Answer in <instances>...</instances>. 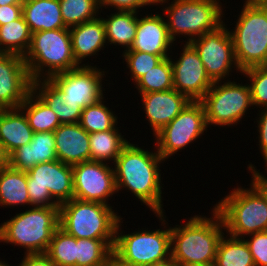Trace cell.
<instances>
[{
    "mask_svg": "<svg viewBox=\"0 0 267 266\" xmlns=\"http://www.w3.org/2000/svg\"><path fill=\"white\" fill-rule=\"evenodd\" d=\"M18 266H55V264L45 253H35L24 254L23 260Z\"/></svg>",
    "mask_w": 267,
    "mask_h": 266,
    "instance_id": "cell-43",
    "label": "cell"
},
{
    "mask_svg": "<svg viewBox=\"0 0 267 266\" xmlns=\"http://www.w3.org/2000/svg\"><path fill=\"white\" fill-rule=\"evenodd\" d=\"M249 171L252 173V181L266 194L267 196V177L261 174L259 171L255 169L253 164H249L247 167Z\"/></svg>",
    "mask_w": 267,
    "mask_h": 266,
    "instance_id": "cell-44",
    "label": "cell"
},
{
    "mask_svg": "<svg viewBox=\"0 0 267 266\" xmlns=\"http://www.w3.org/2000/svg\"><path fill=\"white\" fill-rule=\"evenodd\" d=\"M225 26L223 22L216 29L189 42L198 52L206 72L213 82L221 81L229 76L234 67L241 73L235 59L229 28L227 29Z\"/></svg>",
    "mask_w": 267,
    "mask_h": 266,
    "instance_id": "cell-14",
    "label": "cell"
},
{
    "mask_svg": "<svg viewBox=\"0 0 267 266\" xmlns=\"http://www.w3.org/2000/svg\"><path fill=\"white\" fill-rule=\"evenodd\" d=\"M115 239H77L76 266H106Z\"/></svg>",
    "mask_w": 267,
    "mask_h": 266,
    "instance_id": "cell-31",
    "label": "cell"
},
{
    "mask_svg": "<svg viewBox=\"0 0 267 266\" xmlns=\"http://www.w3.org/2000/svg\"><path fill=\"white\" fill-rule=\"evenodd\" d=\"M73 198L106 205L117 192L114 168L107 163L86 161L72 165Z\"/></svg>",
    "mask_w": 267,
    "mask_h": 266,
    "instance_id": "cell-15",
    "label": "cell"
},
{
    "mask_svg": "<svg viewBox=\"0 0 267 266\" xmlns=\"http://www.w3.org/2000/svg\"><path fill=\"white\" fill-rule=\"evenodd\" d=\"M174 41L171 39L166 20L160 14L138 18L136 37L130 49L154 55H169ZM169 49V50H168Z\"/></svg>",
    "mask_w": 267,
    "mask_h": 266,
    "instance_id": "cell-19",
    "label": "cell"
},
{
    "mask_svg": "<svg viewBox=\"0 0 267 266\" xmlns=\"http://www.w3.org/2000/svg\"><path fill=\"white\" fill-rule=\"evenodd\" d=\"M150 266H180V265L172 257H170L165 261L158 262Z\"/></svg>",
    "mask_w": 267,
    "mask_h": 266,
    "instance_id": "cell-48",
    "label": "cell"
},
{
    "mask_svg": "<svg viewBox=\"0 0 267 266\" xmlns=\"http://www.w3.org/2000/svg\"><path fill=\"white\" fill-rule=\"evenodd\" d=\"M58 160L54 132H37L29 144H25L9 155V166L27 172L39 163Z\"/></svg>",
    "mask_w": 267,
    "mask_h": 266,
    "instance_id": "cell-21",
    "label": "cell"
},
{
    "mask_svg": "<svg viewBox=\"0 0 267 266\" xmlns=\"http://www.w3.org/2000/svg\"><path fill=\"white\" fill-rule=\"evenodd\" d=\"M22 16V4L0 6V25L15 21Z\"/></svg>",
    "mask_w": 267,
    "mask_h": 266,
    "instance_id": "cell-42",
    "label": "cell"
},
{
    "mask_svg": "<svg viewBox=\"0 0 267 266\" xmlns=\"http://www.w3.org/2000/svg\"><path fill=\"white\" fill-rule=\"evenodd\" d=\"M19 108L25 111L29 126L34 133L54 132L61 125L53 110L32 90Z\"/></svg>",
    "mask_w": 267,
    "mask_h": 266,
    "instance_id": "cell-29",
    "label": "cell"
},
{
    "mask_svg": "<svg viewBox=\"0 0 267 266\" xmlns=\"http://www.w3.org/2000/svg\"><path fill=\"white\" fill-rule=\"evenodd\" d=\"M119 219L102 203L73 198L59 206V227L77 239H115Z\"/></svg>",
    "mask_w": 267,
    "mask_h": 266,
    "instance_id": "cell-6",
    "label": "cell"
},
{
    "mask_svg": "<svg viewBox=\"0 0 267 266\" xmlns=\"http://www.w3.org/2000/svg\"><path fill=\"white\" fill-rule=\"evenodd\" d=\"M214 82L200 100L204 107L207 125L230 126L237 124L248 107L253 106L248 84ZM218 85V86H217Z\"/></svg>",
    "mask_w": 267,
    "mask_h": 266,
    "instance_id": "cell-11",
    "label": "cell"
},
{
    "mask_svg": "<svg viewBox=\"0 0 267 266\" xmlns=\"http://www.w3.org/2000/svg\"><path fill=\"white\" fill-rule=\"evenodd\" d=\"M103 75L104 71L96 66L83 64L47 80L62 94L65 105L85 108L104 98Z\"/></svg>",
    "mask_w": 267,
    "mask_h": 266,
    "instance_id": "cell-13",
    "label": "cell"
},
{
    "mask_svg": "<svg viewBox=\"0 0 267 266\" xmlns=\"http://www.w3.org/2000/svg\"><path fill=\"white\" fill-rule=\"evenodd\" d=\"M249 188H234L214 206L224 223L226 233L235 238L267 231V196L251 181Z\"/></svg>",
    "mask_w": 267,
    "mask_h": 266,
    "instance_id": "cell-3",
    "label": "cell"
},
{
    "mask_svg": "<svg viewBox=\"0 0 267 266\" xmlns=\"http://www.w3.org/2000/svg\"><path fill=\"white\" fill-rule=\"evenodd\" d=\"M193 266H214V264H208V265H193Z\"/></svg>",
    "mask_w": 267,
    "mask_h": 266,
    "instance_id": "cell-52",
    "label": "cell"
},
{
    "mask_svg": "<svg viewBox=\"0 0 267 266\" xmlns=\"http://www.w3.org/2000/svg\"><path fill=\"white\" fill-rule=\"evenodd\" d=\"M231 31L240 71L262 66L267 58V7L244 5Z\"/></svg>",
    "mask_w": 267,
    "mask_h": 266,
    "instance_id": "cell-7",
    "label": "cell"
},
{
    "mask_svg": "<svg viewBox=\"0 0 267 266\" xmlns=\"http://www.w3.org/2000/svg\"><path fill=\"white\" fill-rule=\"evenodd\" d=\"M99 7H115L116 11H138L144 6L157 5V0H98Z\"/></svg>",
    "mask_w": 267,
    "mask_h": 266,
    "instance_id": "cell-40",
    "label": "cell"
},
{
    "mask_svg": "<svg viewBox=\"0 0 267 266\" xmlns=\"http://www.w3.org/2000/svg\"><path fill=\"white\" fill-rule=\"evenodd\" d=\"M23 58L32 81L46 80L81 66L73 56L69 28L34 32Z\"/></svg>",
    "mask_w": 267,
    "mask_h": 266,
    "instance_id": "cell-4",
    "label": "cell"
},
{
    "mask_svg": "<svg viewBox=\"0 0 267 266\" xmlns=\"http://www.w3.org/2000/svg\"><path fill=\"white\" fill-rule=\"evenodd\" d=\"M247 6H262L267 7V0H246L244 1Z\"/></svg>",
    "mask_w": 267,
    "mask_h": 266,
    "instance_id": "cell-47",
    "label": "cell"
},
{
    "mask_svg": "<svg viewBox=\"0 0 267 266\" xmlns=\"http://www.w3.org/2000/svg\"><path fill=\"white\" fill-rule=\"evenodd\" d=\"M241 73L249 77L251 84L252 105L259 106L260 109L267 107V68L256 66L242 71Z\"/></svg>",
    "mask_w": 267,
    "mask_h": 266,
    "instance_id": "cell-38",
    "label": "cell"
},
{
    "mask_svg": "<svg viewBox=\"0 0 267 266\" xmlns=\"http://www.w3.org/2000/svg\"><path fill=\"white\" fill-rule=\"evenodd\" d=\"M32 91L53 110L61 124L79 123L83 108L65 105L62 94L47 79L33 80Z\"/></svg>",
    "mask_w": 267,
    "mask_h": 266,
    "instance_id": "cell-26",
    "label": "cell"
},
{
    "mask_svg": "<svg viewBox=\"0 0 267 266\" xmlns=\"http://www.w3.org/2000/svg\"><path fill=\"white\" fill-rule=\"evenodd\" d=\"M0 205L30 206L26 172L15 170L10 166L0 170Z\"/></svg>",
    "mask_w": 267,
    "mask_h": 266,
    "instance_id": "cell-27",
    "label": "cell"
},
{
    "mask_svg": "<svg viewBox=\"0 0 267 266\" xmlns=\"http://www.w3.org/2000/svg\"><path fill=\"white\" fill-rule=\"evenodd\" d=\"M177 61H172L173 87L190 101H200L214 83L208 76L198 52L185 43Z\"/></svg>",
    "mask_w": 267,
    "mask_h": 266,
    "instance_id": "cell-16",
    "label": "cell"
},
{
    "mask_svg": "<svg viewBox=\"0 0 267 266\" xmlns=\"http://www.w3.org/2000/svg\"><path fill=\"white\" fill-rule=\"evenodd\" d=\"M22 15L32 34L68 28L62 18L59 0H24Z\"/></svg>",
    "mask_w": 267,
    "mask_h": 266,
    "instance_id": "cell-24",
    "label": "cell"
},
{
    "mask_svg": "<svg viewBox=\"0 0 267 266\" xmlns=\"http://www.w3.org/2000/svg\"><path fill=\"white\" fill-rule=\"evenodd\" d=\"M258 122V132H259V148L263 154V159L265 164H267V107L261 110L259 113Z\"/></svg>",
    "mask_w": 267,
    "mask_h": 266,
    "instance_id": "cell-41",
    "label": "cell"
},
{
    "mask_svg": "<svg viewBox=\"0 0 267 266\" xmlns=\"http://www.w3.org/2000/svg\"><path fill=\"white\" fill-rule=\"evenodd\" d=\"M117 126L111 130L89 134L90 161H116L123 148L129 143L123 138Z\"/></svg>",
    "mask_w": 267,
    "mask_h": 266,
    "instance_id": "cell-28",
    "label": "cell"
},
{
    "mask_svg": "<svg viewBox=\"0 0 267 266\" xmlns=\"http://www.w3.org/2000/svg\"><path fill=\"white\" fill-rule=\"evenodd\" d=\"M104 98L82 110L79 124L89 134L113 129L117 125V118L110 109L104 105Z\"/></svg>",
    "mask_w": 267,
    "mask_h": 266,
    "instance_id": "cell-35",
    "label": "cell"
},
{
    "mask_svg": "<svg viewBox=\"0 0 267 266\" xmlns=\"http://www.w3.org/2000/svg\"><path fill=\"white\" fill-rule=\"evenodd\" d=\"M165 161L157 152H149L128 143L114 163L117 193L122 188L130 190L142 203L166 224L163 204L159 164ZM159 166V167H158Z\"/></svg>",
    "mask_w": 267,
    "mask_h": 266,
    "instance_id": "cell-1",
    "label": "cell"
},
{
    "mask_svg": "<svg viewBox=\"0 0 267 266\" xmlns=\"http://www.w3.org/2000/svg\"><path fill=\"white\" fill-rule=\"evenodd\" d=\"M123 57L131 73V79L136 83L145 73L159 64L169 55H154L139 51H123Z\"/></svg>",
    "mask_w": 267,
    "mask_h": 266,
    "instance_id": "cell-37",
    "label": "cell"
},
{
    "mask_svg": "<svg viewBox=\"0 0 267 266\" xmlns=\"http://www.w3.org/2000/svg\"><path fill=\"white\" fill-rule=\"evenodd\" d=\"M174 2V3H173ZM163 11L173 41L176 35H187V43L220 26L223 9L220 0H173ZM220 2V3H219ZM169 18V19H168Z\"/></svg>",
    "mask_w": 267,
    "mask_h": 266,
    "instance_id": "cell-8",
    "label": "cell"
},
{
    "mask_svg": "<svg viewBox=\"0 0 267 266\" xmlns=\"http://www.w3.org/2000/svg\"><path fill=\"white\" fill-rule=\"evenodd\" d=\"M24 0H0V6L11 4H23Z\"/></svg>",
    "mask_w": 267,
    "mask_h": 266,
    "instance_id": "cell-49",
    "label": "cell"
},
{
    "mask_svg": "<svg viewBox=\"0 0 267 266\" xmlns=\"http://www.w3.org/2000/svg\"><path fill=\"white\" fill-rule=\"evenodd\" d=\"M59 4L68 28L96 19L100 9L98 0H59Z\"/></svg>",
    "mask_w": 267,
    "mask_h": 266,
    "instance_id": "cell-36",
    "label": "cell"
},
{
    "mask_svg": "<svg viewBox=\"0 0 267 266\" xmlns=\"http://www.w3.org/2000/svg\"><path fill=\"white\" fill-rule=\"evenodd\" d=\"M45 254L55 266H76V237L58 227Z\"/></svg>",
    "mask_w": 267,
    "mask_h": 266,
    "instance_id": "cell-34",
    "label": "cell"
},
{
    "mask_svg": "<svg viewBox=\"0 0 267 266\" xmlns=\"http://www.w3.org/2000/svg\"><path fill=\"white\" fill-rule=\"evenodd\" d=\"M205 111L200 101H190L185 108L154 137L157 152L165 160L185 149L207 130Z\"/></svg>",
    "mask_w": 267,
    "mask_h": 266,
    "instance_id": "cell-12",
    "label": "cell"
},
{
    "mask_svg": "<svg viewBox=\"0 0 267 266\" xmlns=\"http://www.w3.org/2000/svg\"><path fill=\"white\" fill-rule=\"evenodd\" d=\"M121 220L120 217L113 247V254L121 261L133 266H150L171 257V227L125 235L122 231L119 232L123 223Z\"/></svg>",
    "mask_w": 267,
    "mask_h": 266,
    "instance_id": "cell-10",
    "label": "cell"
},
{
    "mask_svg": "<svg viewBox=\"0 0 267 266\" xmlns=\"http://www.w3.org/2000/svg\"><path fill=\"white\" fill-rule=\"evenodd\" d=\"M33 134L34 131L20 108L0 110V142L8 155L29 144Z\"/></svg>",
    "mask_w": 267,
    "mask_h": 266,
    "instance_id": "cell-23",
    "label": "cell"
},
{
    "mask_svg": "<svg viewBox=\"0 0 267 266\" xmlns=\"http://www.w3.org/2000/svg\"><path fill=\"white\" fill-rule=\"evenodd\" d=\"M167 1H169V0H157V5H158V3H159V5L160 4L163 5L165 3H168Z\"/></svg>",
    "mask_w": 267,
    "mask_h": 266,
    "instance_id": "cell-50",
    "label": "cell"
},
{
    "mask_svg": "<svg viewBox=\"0 0 267 266\" xmlns=\"http://www.w3.org/2000/svg\"><path fill=\"white\" fill-rule=\"evenodd\" d=\"M106 266H133V265L127 264V263L121 261L118 257H116L114 254H112L109 257Z\"/></svg>",
    "mask_w": 267,
    "mask_h": 266,
    "instance_id": "cell-46",
    "label": "cell"
},
{
    "mask_svg": "<svg viewBox=\"0 0 267 266\" xmlns=\"http://www.w3.org/2000/svg\"><path fill=\"white\" fill-rule=\"evenodd\" d=\"M262 66L267 68V58H266V61L264 62V64Z\"/></svg>",
    "mask_w": 267,
    "mask_h": 266,
    "instance_id": "cell-53",
    "label": "cell"
},
{
    "mask_svg": "<svg viewBox=\"0 0 267 266\" xmlns=\"http://www.w3.org/2000/svg\"><path fill=\"white\" fill-rule=\"evenodd\" d=\"M69 31L73 56L79 65L86 57L94 56L99 50H103L107 43L104 23L99 16L96 19L72 26Z\"/></svg>",
    "mask_w": 267,
    "mask_h": 266,
    "instance_id": "cell-22",
    "label": "cell"
},
{
    "mask_svg": "<svg viewBox=\"0 0 267 266\" xmlns=\"http://www.w3.org/2000/svg\"><path fill=\"white\" fill-rule=\"evenodd\" d=\"M246 239L255 266H267V231L248 235Z\"/></svg>",
    "mask_w": 267,
    "mask_h": 266,
    "instance_id": "cell-39",
    "label": "cell"
},
{
    "mask_svg": "<svg viewBox=\"0 0 267 266\" xmlns=\"http://www.w3.org/2000/svg\"><path fill=\"white\" fill-rule=\"evenodd\" d=\"M224 235L221 238L214 266H255L245 239Z\"/></svg>",
    "mask_w": 267,
    "mask_h": 266,
    "instance_id": "cell-32",
    "label": "cell"
},
{
    "mask_svg": "<svg viewBox=\"0 0 267 266\" xmlns=\"http://www.w3.org/2000/svg\"><path fill=\"white\" fill-rule=\"evenodd\" d=\"M32 90V80L23 56L0 55V108H19Z\"/></svg>",
    "mask_w": 267,
    "mask_h": 266,
    "instance_id": "cell-17",
    "label": "cell"
},
{
    "mask_svg": "<svg viewBox=\"0 0 267 266\" xmlns=\"http://www.w3.org/2000/svg\"><path fill=\"white\" fill-rule=\"evenodd\" d=\"M59 227V206H36L0 225V242L26 248L25 254L45 253Z\"/></svg>",
    "mask_w": 267,
    "mask_h": 266,
    "instance_id": "cell-5",
    "label": "cell"
},
{
    "mask_svg": "<svg viewBox=\"0 0 267 266\" xmlns=\"http://www.w3.org/2000/svg\"><path fill=\"white\" fill-rule=\"evenodd\" d=\"M26 173L30 206H60L73 199L71 165L53 160L39 163Z\"/></svg>",
    "mask_w": 267,
    "mask_h": 266,
    "instance_id": "cell-9",
    "label": "cell"
},
{
    "mask_svg": "<svg viewBox=\"0 0 267 266\" xmlns=\"http://www.w3.org/2000/svg\"><path fill=\"white\" fill-rule=\"evenodd\" d=\"M138 11H118L103 20L107 43L130 49L136 37Z\"/></svg>",
    "mask_w": 267,
    "mask_h": 266,
    "instance_id": "cell-25",
    "label": "cell"
},
{
    "mask_svg": "<svg viewBox=\"0 0 267 266\" xmlns=\"http://www.w3.org/2000/svg\"><path fill=\"white\" fill-rule=\"evenodd\" d=\"M212 213L213 217L195 215L184 225L171 227V257L180 266L214 264L225 226L214 208Z\"/></svg>",
    "mask_w": 267,
    "mask_h": 266,
    "instance_id": "cell-2",
    "label": "cell"
},
{
    "mask_svg": "<svg viewBox=\"0 0 267 266\" xmlns=\"http://www.w3.org/2000/svg\"><path fill=\"white\" fill-rule=\"evenodd\" d=\"M140 96H142L145 116L152 127L153 135L169 124L190 102L185 95L175 89L149 92Z\"/></svg>",
    "mask_w": 267,
    "mask_h": 266,
    "instance_id": "cell-18",
    "label": "cell"
},
{
    "mask_svg": "<svg viewBox=\"0 0 267 266\" xmlns=\"http://www.w3.org/2000/svg\"><path fill=\"white\" fill-rule=\"evenodd\" d=\"M32 33L23 15L12 22L0 25V50L5 54L25 56L31 43Z\"/></svg>",
    "mask_w": 267,
    "mask_h": 266,
    "instance_id": "cell-30",
    "label": "cell"
},
{
    "mask_svg": "<svg viewBox=\"0 0 267 266\" xmlns=\"http://www.w3.org/2000/svg\"><path fill=\"white\" fill-rule=\"evenodd\" d=\"M135 85L140 94L174 89L171 58H164L159 64L145 73Z\"/></svg>",
    "mask_w": 267,
    "mask_h": 266,
    "instance_id": "cell-33",
    "label": "cell"
},
{
    "mask_svg": "<svg viewBox=\"0 0 267 266\" xmlns=\"http://www.w3.org/2000/svg\"><path fill=\"white\" fill-rule=\"evenodd\" d=\"M0 266H10L8 263H5V261H0Z\"/></svg>",
    "mask_w": 267,
    "mask_h": 266,
    "instance_id": "cell-51",
    "label": "cell"
},
{
    "mask_svg": "<svg viewBox=\"0 0 267 266\" xmlns=\"http://www.w3.org/2000/svg\"><path fill=\"white\" fill-rule=\"evenodd\" d=\"M56 155L68 165L90 161L89 133L79 123L61 124L54 131Z\"/></svg>",
    "mask_w": 267,
    "mask_h": 266,
    "instance_id": "cell-20",
    "label": "cell"
},
{
    "mask_svg": "<svg viewBox=\"0 0 267 266\" xmlns=\"http://www.w3.org/2000/svg\"><path fill=\"white\" fill-rule=\"evenodd\" d=\"M9 166V155L0 142V170Z\"/></svg>",
    "mask_w": 267,
    "mask_h": 266,
    "instance_id": "cell-45",
    "label": "cell"
}]
</instances>
